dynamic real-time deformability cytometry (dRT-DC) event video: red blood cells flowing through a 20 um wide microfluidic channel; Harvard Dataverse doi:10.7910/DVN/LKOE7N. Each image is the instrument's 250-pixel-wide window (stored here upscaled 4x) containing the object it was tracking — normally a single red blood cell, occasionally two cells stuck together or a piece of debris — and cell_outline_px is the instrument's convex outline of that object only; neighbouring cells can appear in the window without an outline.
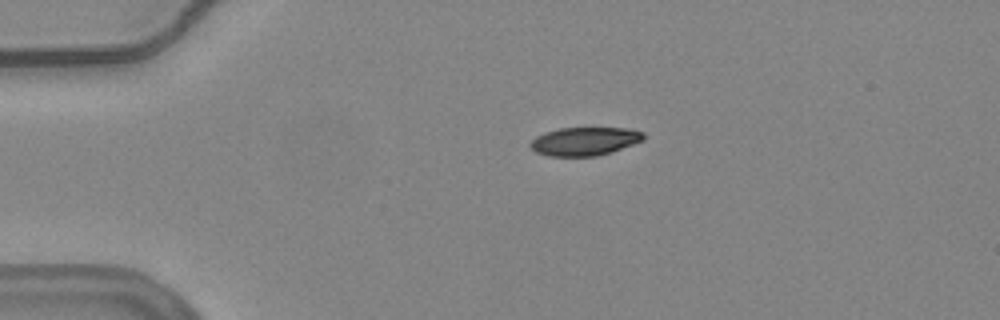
{"species": "common noctule bat (a hibernating species)", "species_latin": "Nyctalus noctula", "temperature_condition": "warm", "stored_images_in_passage": 44, "camera_frame_rate_fps": 3000, "um_per_image_px": 0.085, "animal": {"sex": "female", "body_mass_g": 24.6, "forearm_length_mm": 56.2}, "frame": {"image": 1, "passage_image": 1, "time_ms": 0.0, "image_size_px": [1000, 320], "cell_outline_px": [[644, 140], [612, 152], [596, 156], [548, 156], [536, 152], [528, 144], [536, 136], [544, 132], [560, 128], [628, 128], [644, 132]], "centroid_in_image_um": [49.69, 12.01], "position_along_channel_um": 35.3, "area_um2": 18.79}}
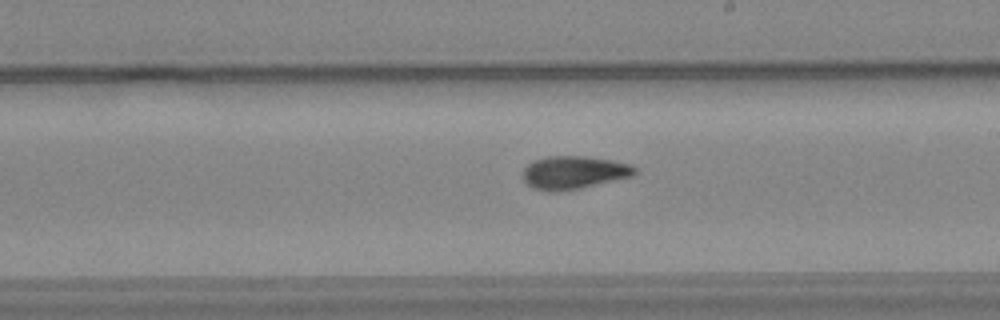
{"frame": {"image": 2, "passage_image": 21, "time_ms": 6.667, "image_size_px": [1000, 320], "cell_outline_px": [[636, 172], [632, 176], [580, 188], [556, 192], [548, 192], [532, 188], [524, 180], [524, 168], [532, 160], [548, 156], [584, 156], [612, 160], [632, 164], [636, 168]], "centroid_in_image_um": [48.76, 14.66], "position_along_channel_um": 240.2, "area_um2": 21.56}}
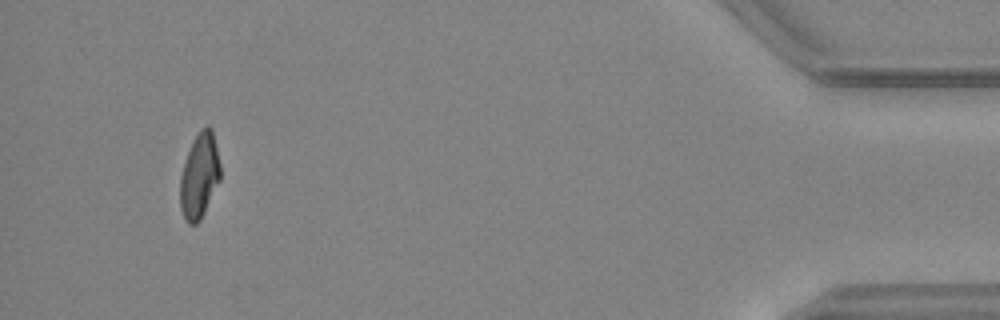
{"frame": {"image": 3, "passage_image": 41, "time_ms": 13.333, "image_size_px": [1000, 320], "cell_outline_px": [[220, 180], [200, 220], [196, 224], [188, 224], [184, 220], [180, 208], [180, 176], [192, 140], [200, 128], [208, 124], [212, 128], [220, 164]], "centroid_in_image_um": [16.94, 14.93], "position_along_channel_um": 418.3, "area_um2": 20.06}, "authors_computed_cell_mechanics": {"area_um2": 20.9236, "velocity_mm_per_s": 3.7614, "shape_relaxation_time_tau1_ms": 5.6506, "shape_relaxation_time_tau2_ms": 4.2246, "deformation_change_tau1": 0.1802, "deformation_change_tau2": 0.0944}}